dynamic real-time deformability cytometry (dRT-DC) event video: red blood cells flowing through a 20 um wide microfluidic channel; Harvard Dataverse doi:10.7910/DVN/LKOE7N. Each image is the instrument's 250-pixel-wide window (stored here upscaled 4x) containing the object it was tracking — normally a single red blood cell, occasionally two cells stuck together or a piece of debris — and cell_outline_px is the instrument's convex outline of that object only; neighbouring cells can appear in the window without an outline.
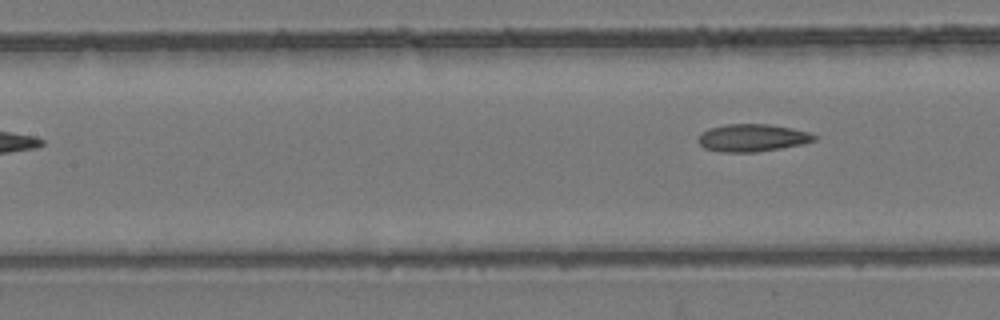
{"species": "common noctule bat (a hibernating species)", "species_latin": "Nyctalus noctula", "temperature_condition": "room temperature", "stored_images_in_passage": 6, "camera_frame_rate_fps": 3000, "um_per_image_px": 0.085, "animal": {"sex": "female", "body_mass_g": 24.6, "forearm_length_mm": 56.2}, "frame": {"image": 1, "passage_image": 6, "time_ms": 1.667, "image_size_px": [1000, 320], "cell_outline_px": [[816, 140], [804, 144], [756, 152], [724, 152], [704, 148], [696, 140], [708, 128], [724, 124], [768, 124], [792, 128], [808, 132], [816, 136]], "centroid_in_image_um": [63.95, 11.71], "position_along_channel_um": 143.5, "area_um2": 18.55}}